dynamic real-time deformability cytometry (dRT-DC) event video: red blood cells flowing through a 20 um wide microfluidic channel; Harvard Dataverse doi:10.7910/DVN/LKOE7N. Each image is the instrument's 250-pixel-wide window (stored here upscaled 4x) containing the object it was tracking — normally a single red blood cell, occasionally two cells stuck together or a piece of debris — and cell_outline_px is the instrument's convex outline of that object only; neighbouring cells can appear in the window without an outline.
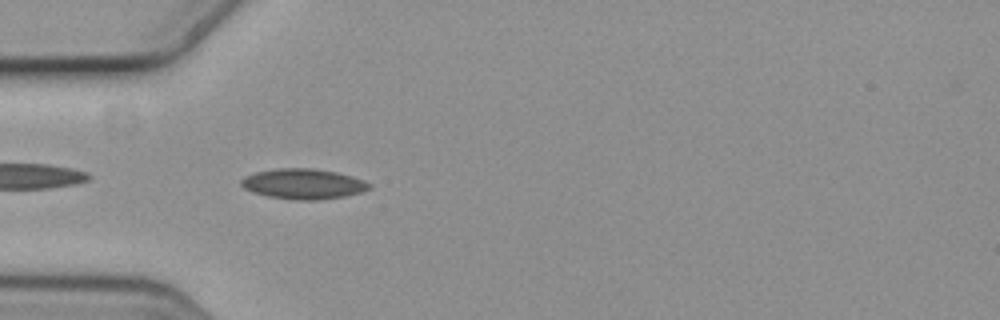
{"species": "common noctule bat (a hibernating species)", "species_latin": "Nyctalus noctula", "temperature_condition": "cold", "stored_images_in_passage": 4, "camera_frame_rate_fps": 3000, "um_per_image_px": 0.085, "animal": {"sex": "female", "body_mass_g": 19.3, "forearm_length_mm": 54.1}, "frame": {"image": 1, "passage_image": 4, "time_ms": 1.0, "image_size_px": [1000, 320], "cell_outline_px": [[372, 188], [348, 196], [320, 200], [292, 200], [268, 196], [252, 192], [244, 188], [240, 184], [240, 180], [244, 176], [256, 172], [276, 168], [312, 168], [336, 172], [352, 176], [364, 180], [372, 184]], "centroid_in_image_um": [25.79, 15.64], "position_along_channel_um": 59.2, "area_um2": 22.89}}